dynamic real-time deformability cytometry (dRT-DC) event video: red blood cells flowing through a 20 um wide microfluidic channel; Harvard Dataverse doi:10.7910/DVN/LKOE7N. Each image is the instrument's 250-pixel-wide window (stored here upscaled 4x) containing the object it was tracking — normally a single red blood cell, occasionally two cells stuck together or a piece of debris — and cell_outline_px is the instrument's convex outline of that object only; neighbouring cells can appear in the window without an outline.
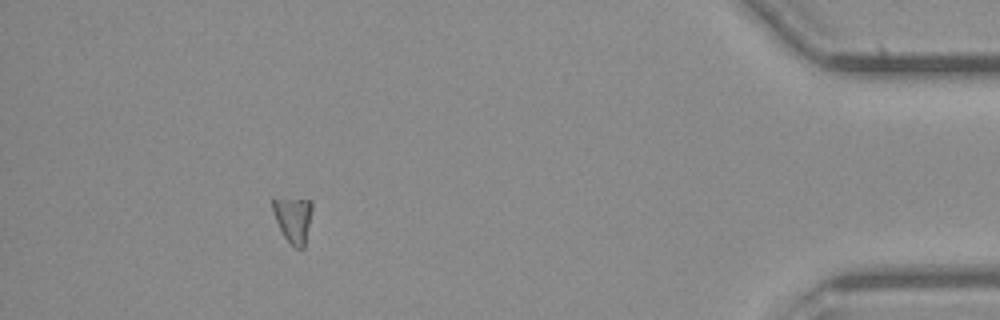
{"species": "common noctule bat (a hibernating species)", "species_latin": "Nyctalus noctula", "temperature_condition": "cold", "stored_images_in_passage": 47, "segment_of_instrument_passage": [2, 2], "camera_frame_rate_fps": 3000, "um_per_image_px": 0.085, "animal": {"sex": "female", "body_mass_g": 21.9}, "frame": {"image": 1, "passage_image": 47, "time_ms": 15.333, "image_size_px": [1000, 320], "cell_outline_px": [[312, 208], [304, 248], [296, 248], [284, 236], [276, 220], [272, 208], [272, 200], [312, 200]], "centroid_in_image_um": [24.94, 18.66], "position_along_channel_um": 410.3, "area_um2": 10.06}}